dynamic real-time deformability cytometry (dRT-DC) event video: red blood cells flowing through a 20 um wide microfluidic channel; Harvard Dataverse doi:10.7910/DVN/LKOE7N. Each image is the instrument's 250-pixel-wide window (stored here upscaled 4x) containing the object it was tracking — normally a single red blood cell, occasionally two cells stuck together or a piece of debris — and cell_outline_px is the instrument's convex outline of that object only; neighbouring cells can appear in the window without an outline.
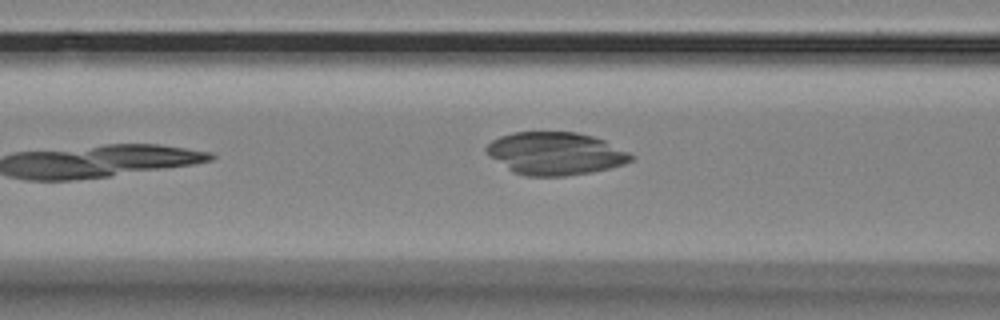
{"species": "Egyptian fruit bat (a non-hibernating species)", "species_latin": "Rousettus aegyptiacus", "temperature_condition": "room temperature", "stored_images_in_passage": 5, "camera_frame_rate_fps": 3000, "um_per_image_px": 0.085, "animal": {"sex": "female"}, "frame": {"image": 1, "passage_image": 4, "time_ms": 1.0, "image_size_px": [1000, 320], "cell_outline_px": [[636, 156], [632, 160], [624, 164], [592, 172], [564, 176], [524, 176], [512, 172], [492, 156], [484, 148], [492, 140], [500, 136], [512, 132], [576, 132], [592, 136], [604, 140]], "centroid_in_image_um": [47.22, 13.05], "position_along_channel_um": 119.4, "area_um2": 35.78}}